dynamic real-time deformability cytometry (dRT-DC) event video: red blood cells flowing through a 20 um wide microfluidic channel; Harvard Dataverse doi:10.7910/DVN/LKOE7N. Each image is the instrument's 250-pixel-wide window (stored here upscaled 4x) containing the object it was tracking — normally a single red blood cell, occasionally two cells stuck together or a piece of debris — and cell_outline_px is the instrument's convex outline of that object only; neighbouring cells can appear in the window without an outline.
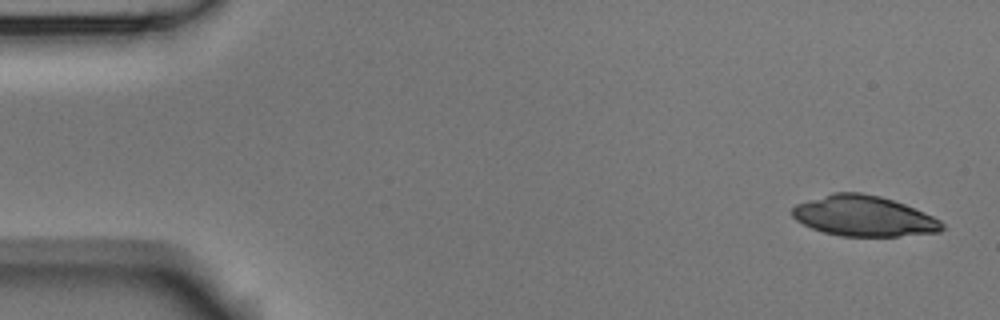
{"species": "Egyptian fruit bat (a non-hibernating species)", "species_latin": "Rousettus aegyptiacus", "temperature_condition": "room temperature", "stored_images_in_passage": 4, "camera_frame_rate_fps": 3000, "um_per_image_px": 0.085, "animal": {"sex": "male"}, "frame": {"image": 1, "passage_image": 1, "time_ms": 0.0, "image_size_px": [1000, 320], "cell_outline_px": [[944, 228], [940, 232], [896, 236], [840, 236], [824, 232], [812, 228], [796, 220], [792, 216], [792, 208], [796, 204], [832, 192], [860, 192], [880, 196], [904, 204], [924, 212], [940, 220], [944, 224]], "centroid_in_image_um": [73.42, 18.36], "position_along_channel_um": 11.6, "area_um2": 35.26}}